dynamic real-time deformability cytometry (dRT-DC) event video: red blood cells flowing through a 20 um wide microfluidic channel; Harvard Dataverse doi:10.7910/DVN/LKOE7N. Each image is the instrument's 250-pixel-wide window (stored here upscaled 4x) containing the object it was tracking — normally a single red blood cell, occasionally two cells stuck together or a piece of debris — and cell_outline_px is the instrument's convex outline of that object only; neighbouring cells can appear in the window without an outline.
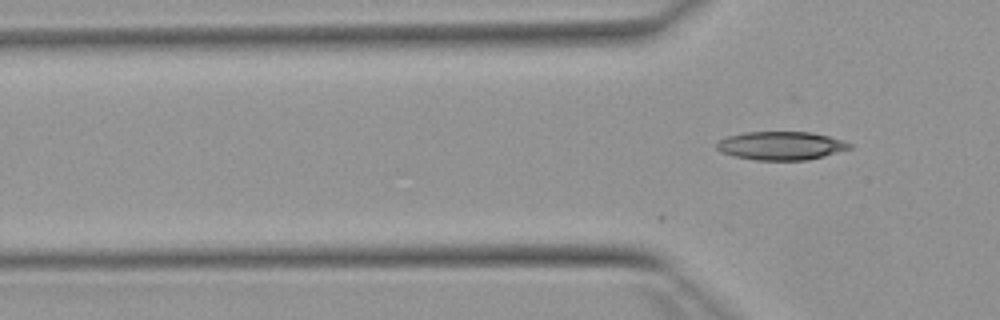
{"species": "Egyptian fruit bat (a non-hibernating species)", "species_latin": "Rousettus aegyptiacus", "temperature_condition": "warm", "stored_images_in_passage": 16, "camera_frame_rate_fps": 3000, "um_per_image_px": 0.085, "animal": {"sex": "female"}, "frame": {"image": 1, "passage_image": 16, "time_ms": 5.0, "image_size_px": [1000, 320], "cell_outline_px": [[856, 148], [808, 160], [756, 160], [736, 156], [720, 152], [716, 148], [716, 144], [720, 140], [728, 136], [748, 132], [812, 132], [828, 136], [852, 144]], "centroid_in_image_um": [66.44, 12.39], "position_along_channel_um": 59.4, "area_um2": 22.02}}